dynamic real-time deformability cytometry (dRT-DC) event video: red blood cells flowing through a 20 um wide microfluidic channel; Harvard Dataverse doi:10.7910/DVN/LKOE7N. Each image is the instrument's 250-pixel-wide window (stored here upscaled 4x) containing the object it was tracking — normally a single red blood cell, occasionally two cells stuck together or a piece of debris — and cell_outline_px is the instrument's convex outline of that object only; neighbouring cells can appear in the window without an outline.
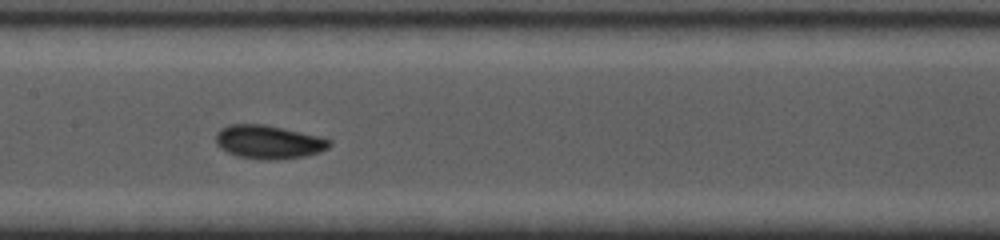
{"species": "common noctule bat (a hibernating species)", "species_latin": "Nyctalus noctula", "temperature_condition": "cold", "stored_images_in_passage": 52, "camera_frame_rate_fps": 5000, "um_per_image_px": 0.085, "animal": {"sex": "female", "body_mass_g": 19.0, "forearm_length_mm": 53.3}, "frame": {"image": 1, "passage_image": 51, "time_ms": 6.2, "image_size_px": [1000, 240], "cell_outline_px": [[332, 144], [328, 148], [320, 152], [304, 156], [276, 160], [264, 160], [236, 156], [220, 148], [216, 144], [216, 132], [220, 128], [228, 124], [264, 124], [316, 136], [332, 140]], "centroid_in_image_um": [22.79, 12.07], "position_along_channel_um": 184.6, "area_um2": 22.2}}